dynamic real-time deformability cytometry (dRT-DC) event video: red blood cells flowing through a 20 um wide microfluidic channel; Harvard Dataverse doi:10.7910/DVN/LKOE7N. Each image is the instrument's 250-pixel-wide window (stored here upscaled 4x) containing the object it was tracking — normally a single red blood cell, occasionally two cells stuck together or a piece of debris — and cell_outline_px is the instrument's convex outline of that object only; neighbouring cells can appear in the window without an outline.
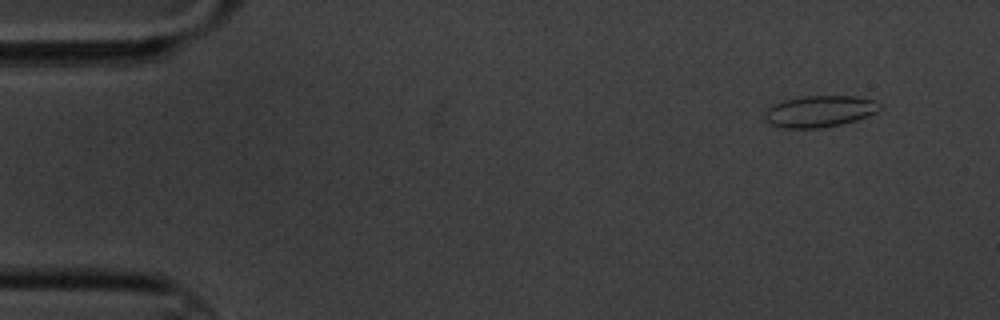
{"species": "common noctule bat (a hibernating species)", "species_latin": "Nyctalus noctula", "temperature_condition": "cold", "stored_images_in_passage": 10, "camera_frame_rate_fps": 3000, "um_per_image_px": 0.085, "animal": {"sex": "male", "body_mass_g": 20.1, "forearm_length_mm": 53.5}, "frame": {"image": 1, "passage_image": 2, "time_ms": 1.333, "image_size_px": [1000, 320], "cell_outline_px": [[880, 108], [876, 112], [856, 120], [840, 124], [820, 128], [784, 128], [772, 124], [764, 120], [764, 112], [772, 104], [784, 100], [800, 96], [856, 96], [876, 100], [880, 104]], "centroid_in_image_um": [69.64, 9.45], "position_along_channel_um": 15.4, "area_um2": 21.15}}
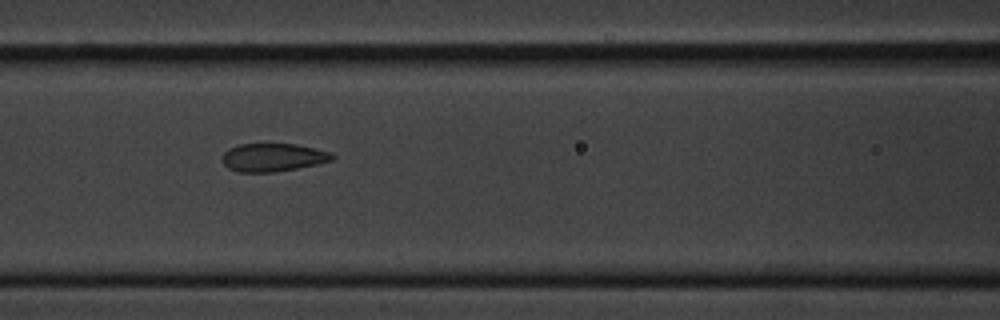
{"frame": {"image": 2, "passage_image": 7, "time_ms": 8.0, "image_size_px": [1000, 320], "cell_outline_px": [[336, 156], [332, 160], [316, 164], [276, 172], [236, 172], [228, 168], [224, 164], [224, 152], [228, 148], [236, 144], [264, 140], [296, 144], [316, 148], [332, 152]], "centroid_in_image_um": [23.18, 13.31], "position_along_channel_um": 143.4, "area_um2": 18.96}}
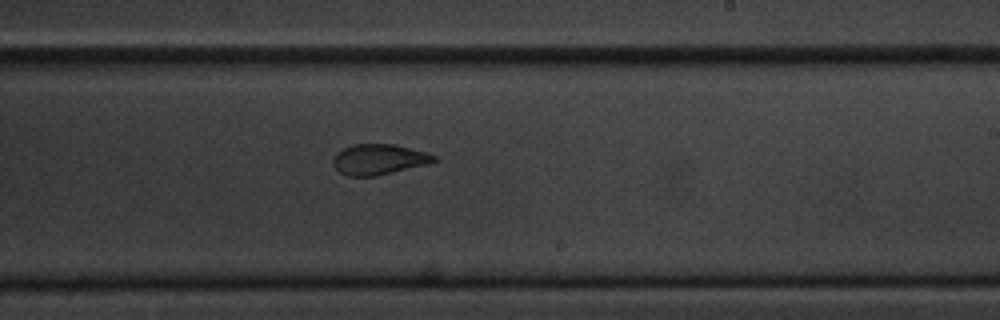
{"frame": {"image": 3, "passage_image": 10, "time_ms": 11.333, "image_size_px": [1000, 320], "cell_outline_px": [[436, 160], [424, 164], [376, 176], [348, 176], [340, 172], [332, 164], [332, 160], [336, 152], [352, 144], [396, 144], [424, 152], [436, 156]], "centroid_in_image_um": [32.13, 13.54], "position_along_channel_um": 256.9, "area_um2": 17.69}}